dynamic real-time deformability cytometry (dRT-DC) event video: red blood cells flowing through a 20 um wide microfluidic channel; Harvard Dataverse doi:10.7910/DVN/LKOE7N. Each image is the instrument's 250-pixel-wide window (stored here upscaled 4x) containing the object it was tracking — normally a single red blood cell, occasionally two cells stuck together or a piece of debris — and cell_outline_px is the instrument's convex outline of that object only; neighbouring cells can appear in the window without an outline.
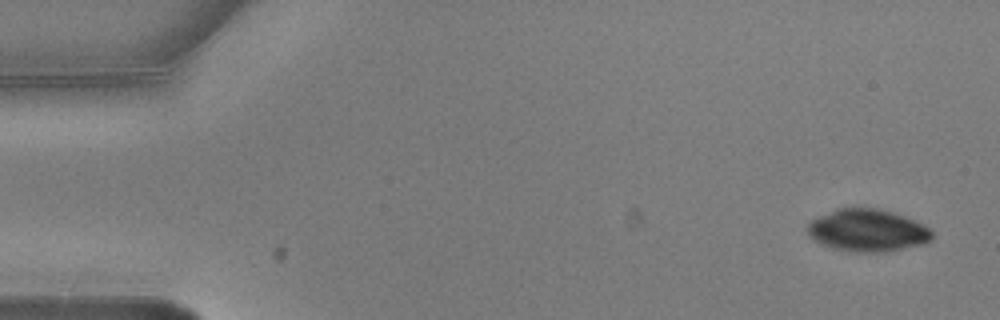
{"species": "common noctule bat (a hibernating species)", "species_latin": "Nyctalus noctula", "temperature_condition": "warm", "stored_images_in_passage": 7, "camera_frame_rate_fps": 3000, "um_per_image_px": 0.085, "animal": {"sex": "male", "body_mass_g": 20.5, "forearm_length_mm": 52.5}, "frame": {"image": 1, "passage_image": 1, "time_ms": 0.0, "image_size_px": [1000, 320], "cell_outline_px": [[932, 240], [924, 244], [888, 252], [848, 252], [832, 248], [820, 244], [812, 240], [808, 232], [808, 224], [816, 216], [836, 208], [876, 208], [892, 212], [904, 216], [924, 224], [932, 232]], "centroid_in_image_um": [73.72, 19.6], "position_along_channel_um": 11.3, "area_um2": 31.1}}